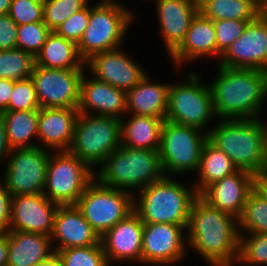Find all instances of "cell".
I'll use <instances>...</instances> for the list:
<instances>
[{
    "mask_svg": "<svg viewBox=\"0 0 267 266\" xmlns=\"http://www.w3.org/2000/svg\"><path fill=\"white\" fill-rule=\"evenodd\" d=\"M13 84V80L0 78V114L8 108Z\"/></svg>",
    "mask_w": 267,
    "mask_h": 266,
    "instance_id": "obj_44",
    "label": "cell"
},
{
    "mask_svg": "<svg viewBox=\"0 0 267 266\" xmlns=\"http://www.w3.org/2000/svg\"><path fill=\"white\" fill-rule=\"evenodd\" d=\"M139 194H133V210L143 223L181 226H188L191 205L198 196L194 187L186 188L169 176L144 187Z\"/></svg>",
    "mask_w": 267,
    "mask_h": 266,
    "instance_id": "obj_4",
    "label": "cell"
},
{
    "mask_svg": "<svg viewBox=\"0 0 267 266\" xmlns=\"http://www.w3.org/2000/svg\"><path fill=\"white\" fill-rule=\"evenodd\" d=\"M261 11L262 14L267 15V0H261Z\"/></svg>",
    "mask_w": 267,
    "mask_h": 266,
    "instance_id": "obj_51",
    "label": "cell"
},
{
    "mask_svg": "<svg viewBox=\"0 0 267 266\" xmlns=\"http://www.w3.org/2000/svg\"><path fill=\"white\" fill-rule=\"evenodd\" d=\"M121 119V146L134 149H159L165 120L153 116L130 115Z\"/></svg>",
    "mask_w": 267,
    "mask_h": 266,
    "instance_id": "obj_28",
    "label": "cell"
},
{
    "mask_svg": "<svg viewBox=\"0 0 267 266\" xmlns=\"http://www.w3.org/2000/svg\"><path fill=\"white\" fill-rule=\"evenodd\" d=\"M119 49L97 53L85 61V65L97 80L128 92L144 78L146 71Z\"/></svg>",
    "mask_w": 267,
    "mask_h": 266,
    "instance_id": "obj_17",
    "label": "cell"
},
{
    "mask_svg": "<svg viewBox=\"0 0 267 266\" xmlns=\"http://www.w3.org/2000/svg\"><path fill=\"white\" fill-rule=\"evenodd\" d=\"M52 244L51 237L41 233L9 231L7 266H34L41 263L55 253Z\"/></svg>",
    "mask_w": 267,
    "mask_h": 266,
    "instance_id": "obj_25",
    "label": "cell"
},
{
    "mask_svg": "<svg viewBox=\"0 0 267 266\" xmlns=\"http://www.w3.org/2000/svg\"><path fill=\"white\" fill-rule=\"evenodd\" d=\"M89 18L90 5L88 3L83 9L75 12L62 24H60L55 29V32L65 39L78 45L88 25Z\"/></svg>",
    "mask_w": 267,
    "mask_h": 266,
    "instance_id": "obj_41",
    "label": "cell"
},
{
    "mask_svg": "<svg viewBox=\"0 0 267 266\" xmlns=\"http://www.w3.org/2000/svg\"><path fill=\"white\" fill-rule=\"evenodd\" d=\"M47 150L36 146L10 151L3 184L12 196L43 193L50 157V151Z\"/></svg>",
    "mask_w": 267,
    "mask_h": 266,
    "instance_id": "obj_12",
    "label": "cell"
},
{
    "mask_svg": "<svg viewBox=\"0 0 267 266\" xmlns=\"http://www.w3.org/2000/svg\"><path fill=\"white\" fill-rule=\"evenodd\" d=\"M35 57L22 49L0 50V78L13 81L31 78Z\"/></svg>",
    "mask_w": 267,
    "mask_h": 266,
    "instance_id": "obj_32",
    "label": "cell"
},
{
    "mask_svg": "<svg viewBox=\"0 0 267 266\" xmlns=\"http://www.w3.org/2000/svg\"><path fill=\"white\" fill-rule=\"evenodd\" d=\"M149 75L127 92V113L166 119L169 84L152 83Z\"/></svg>",
    "mask_w": 267,
    "mask_h": 266,
    "instance_id": "obj_26",
    "label": "cell"
},
{
    "mask_svg": "<svg viewBox=\"0 0 267 266\" xmlns=\"http://www.w3.org/2000/svg\"><path fill=\"white\" fill-rule=\"evenodd\" d=\"M44 0H12L8 15L20 26L43 22Z\"/></svg>",
    "mask_w": 267,
    "mask_h": 266,
    "instance_id": "obj_40",
    "label": "cell"
},
{
    "mask_svg": "<svg viewBox=\"0 0 267 266\" xmlns=\"http://www.w3.org/2000/svg\"><path fill=\"white\" fill-rule=\"evenodd\" d=\"M50 32L44 22L20 25L17 28V48L36 57Z\"/></svg>",
    "mask_w": 267,
    "mask_h": 266,
    "instance_id": "obj_37",
    "label": "cell"
},
{
    "mask_svg": "<svg viewBox=\"0 0 267 266\" xmlns=\"http://www.w3.org/2000/svg\"><path fill=\"white\" fill-rule=\"evenodd\" d=\"M0 117L6 124L11 149L39 146L31 141L38 137L39 110L4 111Z\"/></svg>",
    "mask_w": 267,
    "mask_h": 266,
    "instance_id": "obj_30",
    "label": "cell"
},
{
    "mask_svg": "<svg viewBox=\"0 0 267 266\" xmlns=\"http://www.w3.org/2000/svg\"><path fill=\"white\" fill-rule=\"evenodd\" d=\"M120 131L119 118L79 113L73 141L68 151L90 168L100 166L121 146Z\"/></svg>",
    "mask_w": 267,
    "mask_h": 266,
    "instance_id": "obj_7",
    "label": "cell"
},
{
    "mask_svg": "<svg viewBox=\"0 0 267 266\" xmlns=\"http://www.w3.org/2000/svg\"><path fill=\"white\" fill-rule=\"evenodd\" d=\"M186 229L176 224L144 223L141 263L166 266L182 261L187 252V238L183 236Z\"/></svg>",
    "mask_w": 267,
    "mask_h": 266,
    "instance_id": "obj_15",
    "label": "cell"
},
{
    "mask_svg": "<svg viewBox=\"0 0 267 266\" xmlns=\"http://www.w3.org/2000/svg\"><path fill=\"white\" fill-rule=\"evenodd\" d=\"M11 150L12 149L8 141V136L6 132V124L4 120L0 117V159L3 156L8 157Z\"/></svg>",
    "mask_w": 267,
    "mask_h": 266,
    "instance_id": "obj_46",
    "label": "cell"
},
{
    "mask_svg": "<svg viewBox=\"0 0 267 266\" xmlns=\"http://www.w3.org/2000/svg\"><path fill=\"white\" fill-rule=\"evenodd\" d=\"M134 15L115 0H102L90 6V18L78 44L80 56H91L120 47Z\"/></svg>",
    "mask_w": 267,
    "mask_h": 266,
    "instance_id": "obj_6",
    "label": "cell"
},
{
    "mask_svg": "<svg viewBox=\"0 0 267 266\" xmlns=\"http://www.w3.org/2000/svg\"><path fill=\"white\" fill-rule=\"evenodd\" d=\"M156 5L161 36L170 55L184 40L199 11L188 0H156Z\"/></svg>",
    "mask_w": 267,
    "mask_h": 266,
    "instance_id": "obj_24",
    "label": "cell"
},
{
    "mask_svg": "<svg viewBox=\"0 0 267 266\" xmlns=\"http://www.w3.org/2000/svg\"><path fill=\"white\" fill-rule=\"evenodd\" d=\"M133 199L131 192L105 186L94 179L76 206L101 238L134 211Z\"/></svg>",
    "mask_w": 267,
    "mask_h": 266,
    "instance_id": "obj_10",
    "label": "cell"
},
{
    "mask_svg": "<svg viewBox=\"0 0 267 266\" xmlns=\"http://www.w3.org/2000/svg\"><path fill=\"white\" fill-rule=\"evenodd\" d=\"M8 264V233L0 234V266Z\"/></svg>",
    "mask_w": 267,
    "mask_h": 266,
    "instance_id": "obj_47",
    "label": "cell"
},
{
    "mask_svg": "<svg viewBox=\"0 0 267 266\" xmlns=\"http://www.w3.org/2000/svg\"><path fill=\"white\" fill-rule=\"evenodd\" d=\"M79 113L110 116L124 119L127 112V92L97 80L86 79L83 73L80 81ZM89 111V112H88ZM122 113V114H121Z\"/></svg>",
    "mask_w": 267,
    "mask_h": 266,
    "instance_id": "obj_19",
    "label": "cell"
},
{
    "mask_svg": "<svg viewBox=\"0 0 267 266\" xmlns=\"http://www.w3.org/2000/svg\"><path fill=\"white\" fill-rule=\"evenodd\" d=\"M143 226L144 223L133 211L100 238L109 266L112 261L134 260L141 263Z\"/></svg>",
    "mask_w": 267,
    "mask_h": 266,
    "instance_id": "obj_18",
    "label": "cell"
},
{
    "mask_svg": "<svg viewBox=\"0 0 267 266\" xmlns=\"http://www.w3.org/2000/svg\"><path fill=\"white\" fill-rule=\"evenodd\" d=\"M78 108H40L38 118V137L46 149L68 151L71 147Z\"/></svg>",
    "mask_w": 267,
    "mask_h": 266,
    "instance_id": "obj_22",
    "label": "cell"
},
{
    "mask_svg": "<svg viewBox=\"0 0 267 266\" xmlns=\"http://www.w3.org/2000/svg\"><path fill=\"white\" fill-rule=\"evenodd\" d=\"M89 0H44L43 22L51 31L75 12L83 9Z\"/></svg>",
    "mask_w": 267,
    "mask_h": 266,
    "instance_id": "obj_35",
    "label": "cell"
},
{
    "mask_svg": "<svg viewBox=\"0 0 267 266\" xmlns=\"http://www.w3.org/2000/svg\"><path fill=\"white\" fill-rule=\"evenodd\" d=\"M34 266H63V263L55 252L48 259L42 261L41 263L35 264Z\"/></svg>",
    "mask_w": 267,
    "mask_h": 266,
    "instance_id": "obj_48",
    "label": "cell"
},
{
    "mask_svg": "<svg viewBox=\"0 0 267 266\" xmlns=\"http://www.w3.org/2000/svg\"><path fill=\"white\" fill-rule=\"evenodd\" d=\"M34 82L31 78L14 81L8 108L5 111L39 110Z\"/></svg>",
    "mask_w": 267,
    "mask_h": 266,
    "instance_id": "obj_38",
    "label": "cell"
},
{
    "mask_svg": "<svg viewBox=\"0 0 267 266\" xmlns=\"http://www.w3.org/2000/svg\"><path fill=\"white\" fill-rule=\"evenodd\" d=\"M189 3L198 11H200L211 0H188Z\"/></svg>",
    "mask_w": 267,
    "mask_h": 266,
    "instance_id": "obj_50",
    "label": "cell"
},
{
    "mask_svg": "<svg viewBox=\"0 0 267 266\" xmlns=\"http://www.w3.org/2000/svg\"><path fill=\"white\" fill-rule=\"evenodd\" d=\"M63 266H109L101 242L88 247L56 251Z\"/></svg>",
    "mask_w": 267,
    "mask_h": 266,
    "instance_id": "obj_34",
    "label": "cell"
},
{
    "mask_svg": "<svg viewBox=\"0 0 267 266\" xmlns=\"http://www.w3.org/2000/svg\"><path fill=\"white\" fill-rule=\"evenodd\" d=\"M253 190L263 199L267 200V171L254 175Z\"/></svg>",
    "mask_w": 267,
    "mask_h": 266,
    "instance_id": "obj_45",
    "label": "cell"
},
{
    "mask_svg": "<svg viewBox=\"0 0 267 266\" xmlns=\"http://www.w3.org/2000/svg\"><path fill=\"white\" fill-rule=\"evenodd\" d=\"M200 12L212 21L255 20L261 13V0H211Z\"/></svg>",
    "mask_w": 267,
    "mask_h": 266,
    "instance_id": "obj_31",
    "label": "cell"
},
{
    "mask_svg": "<svg viewBox=\"0 0 267 266\" xmlns=\"http://www.w3.org/2000/svg\"><path fill=\"white\" fill-rule=\"evenodd\" d=\"M219 65L267 72V15L260 14L220 56Z\"/></svg>",
    "mask_w": 267,
    "mask_h": 266,
    "instance_id": "obj_14",
    "label": "cell"
},
{
    "mask_svg": "<svg viewBox=\"0 0 267 266\" xmlns=\"http://www.w3.org/2000/svg\"><path fill=\"white\" fill-rule=\"evenodd\" d=\"M18 25L8 15H0V50L17 48Z\"/></svg>",
    "mask_w": 267,
    "mask_h": 266,
    "instance_id": "obj_42",
    "label": "cell"
},
{
    "mask_svg": "<svg viewBox=\"0 0 267 266\" xmlns=\"http://www.w3.org/2000/svg\"><path fill=\"white\" fill-rule=\"evenodd\" d=\"M251 21L254 20L225 19L214 21L217 58H219L227 50V48L239 38L245 30L247 24Z\"/></svg>",
    "mask_w": 267,
    "mask_h": 266,
    "instance_id": "obj_39",
    "label": "cell"
},
{
    "mask_svg": "<svg viewBox=\"0 0 267 266\" xmlns=\"http://www.w3.org/2000/svg\"><path fill=\"white\" fill-rule=\"evenodd\" d=\"M12 0H0V15L8 14Z\"/></svg>",
    "mask_w": 267,
    "mask_h": 266,
    "instance_id": "obj_49",
    "label": "cell"
},
{
    "mask_svg": "<svg viewBox=\"0 0 267 266\" xmlns=\"http://www.w3.org/2000/svg\"><path fill=\"white\" fill-rule=\"evenodd\" d=\"M158 150L120 146L103 161L95 178L105 186L134 194L135 188L141 190L165 176Z\"/></svg>",
    "mask_w": 267,
    "mask_h": 266,
    "instance_id": "obj_5",
    "label": "cell"
},
{
    "mask_svg": "<svg viewBox=\"0 0 267 266\" xmlns=\"http://www.w3.org/2000/svg\"><path fill=\"white\" fill-rule=\"evenodd\" d=\"M258 119H223L208 130V140L225 152L238 170L267 171V123Z\"/></svg>",
    "mask_w": 267,
    "mask_h": 266,
    "instance_id": "obj_3",
    "label": "cell"
},
{
    "mask_svg": "<svg viewBox=\"0 0 267 266\" xmlns=\"http://www.w3.org/2000/svg\"><path fill=\"white\" fill-rule=\"evenodd\" d=\"M238 229L239 234L241 229L247 233H267V200L254 190L248 195L243 212L238 218Z\"/></svg>",
    "mask_w": 267,
    "mask_h": 266,
    "instance_id": "obj_33",
    "label": "cell"
},
{
    "mask_svg": "<svg viewBox=\"0 0 267 266\" xmlns=\"http://www.w3.org/2000/svg\"><path fill=\"white\" fill-rule=\"evenodd\" d=\"M58 207L43 193L12 196L10 231L41 233L51 237Z\"/></svg>",
    "mask_w": 267,
    "mask_h": 266,
    "instance_id": "obj_16",
    "label": "cell"
},
{
    "mask_svg": "<svg viewBox=\"0 0 267 266\" xmlns=\"http://www.w3.org/2000/svg\"><path fill=\"white\" fill-rule=\"evenodd\" d=\"M237 170L228 155L207 140L196 171L199 174V184H195L193 187L200 195L212 183L235 173Z\"/></svg>",
    "mask_w": 267,
    "mask_h": 266,
    "instance_id": "obj_29",
    "label": "cell"
},
{
    "mask_svg": "<svg viewBox=\"0 0 267 266\" xmlns=\"http://www.w3.org/2000/svg\"><path fill=\"white\" fill-rule=\"evenodd\" d=\"M187 81L169 84L166 119L170 122L204 130L215 115L210 86L198 75L187 74Z\"/></svg>",
    "mask_w": 267,
    "mask_h": 266,
    "instance_id": "obj_11",
    "label": "cell"
},
{
    "mask_svg": "<svg viewBox=\"0 0 267 266\" xmlns=\"http://www.w3.org/2000/svg\"><path fill=\"white\" fill-rule=\"evenodd\" d=\"M218 73L209 85L215 116L222 120L260 118L267 99V72L219 65Z\"/></svg>",
    "mask_w": 267,
    "mask_h": 266,
    "instance_id": "obj_2",
    "label": "cell"
},
{
    "mask_svg": "<svg viewBox=\"0 0 267 266\" xmlns=\"http://www.w3.org/2000/svg\"><path fill=\"white\" fill-rule=\"evenodd\" d=\"M35 65L53 69H85L78 45L51 31L35 57Z\"/></svg>",
    "mask_w": 267,
    "mask_h": 266,
    "instance_id": "obj_27",
    "label": "cell"
},
{
    "mask_svg": "<svg viewBox=\"0 0 267 266\" xmlns=\"http://www.w3.org/2000/svg\"><path fill=\"white\" fill-rule=\"evenodd\" d=\"M93 170L69 151H56L49 157L43 194L58 205H76L95 179Z\"/></svg>",
    "mask_w": 267,
    "mask_h": 266,
    "instance_id": "obj_8",
    "label": "cell"
},
{
    "mask_svg": "<svg viewBox=\"0 0 267 266\" xmlns=\"http://www.w3.org/2000/svg\"><path fill=\"white\" fill-rule=\"evenodd\" d=\"M254 175L237 170L208 186L200 196L211 206L235 216H241L246 199L253 190Z\"/></svg>",
    "mask_w": 267,
    "mask_h": 266,
    "instance_id": "obj_20",
    "label": "cell"
},
{
    "mask_svg": "<svg viewBox=\"0 0 267 266\" xmlns=\"http://www.w3.org/2000/svg\"><path fill=\"white\" fill-rule=\"evenodd\" d=\"M85 69H53L34 66V82L40 108H78L80 81Z\"/></svg>",
    "mask_w": 267,
    "mask_h": 266,
    "instance_id": "obj_13",
    "label": "cell"
},
{
    "mask_svg": "<svg viewBox=\"0 0 267 266\" xmlns=\"http://www.w3.org/2000/svg\"><path fill=\"white\" fill-rule=\"evenodd\" d=\"M0 182V234H7L10 231L11 220V193Z\"/></svg>",
    "mask_w": 267,
    "mask_h": 266,
    "instance_id": "obj_43",
    "label": "cell"
},
{
    "mask_svg": "<svg viewBox=\"0 0 267 266\" xmlns=\"http://www.w3.org/2000/svg\"><path fill=\"white\" fill-rule=\"evenodd\" d=\"M51 241H59V244L53 247L56 252L62 249L99 244L100 237L76 205H59L54 219Z\"/></svg>",
    "mask_w": 267,
    "mask_h": 266,
    "instance_id": "obj_21",
    "label": "cell"
},
{
    "mask_svg": "<svg viewBox=\"0 0 267 266\" xmlns=\"http://www.w3.org/2000/svg\"><path fill=\"white\" fill-rule=\"evenodd\" d=\"M187 242L211 266H232L238 261V219L211 206L198 195L190 210Z\"/></svg>",
    "mask_w": 267,
    "mask_h": 266,
    "instance_id": "obj_1",
    "label": "cell"
},
{
    "mask_svg": "<svg viewBox=\"0 0 267 266\" xmlns=\"http://www.w3.org/2000/svg\"><path fill=\"white\" fill-rule=\"evenodd\" d=\"M209 55L217 57L214 21L199 11L192 19L184 40L169 56L179 67L183 62Z\"/></svg>",
    "mask_w": 267,
    "mask_h": 266,
    "instance_id": "obj_23",
    "label": "cell"
},
{
    "mask_svg": "<svg viewBox=\"0 0 267 266\" xmlns=\"http://www.w3.org/2000/svg\"><path fill=\"white\" fill-rule=\"evenodd\" d=\"M250 238L240 234L239 263L267 265V233H250Z\"/></svg>",
    "mask_w": 267,
    "mask_h": 266,
    "instance_id": "obj_36",
    "label": "cell"
},
{
    "mask_svg": "<svg viewBox=\"0 0 267 266\" xmlns=\"http://www.w3.org/2000/svg\"><path fill=\"white\" fill-rule=\"evenodd\" d=\"M198 128L165 120L162 125L159 156L164 175L196 171L208 133Z\"/></svg>",
    "mask_w": 267,
    "mask_h": 266,
    "instance_id": "obj_9",
    "label": "cell"
}]
</instances>
